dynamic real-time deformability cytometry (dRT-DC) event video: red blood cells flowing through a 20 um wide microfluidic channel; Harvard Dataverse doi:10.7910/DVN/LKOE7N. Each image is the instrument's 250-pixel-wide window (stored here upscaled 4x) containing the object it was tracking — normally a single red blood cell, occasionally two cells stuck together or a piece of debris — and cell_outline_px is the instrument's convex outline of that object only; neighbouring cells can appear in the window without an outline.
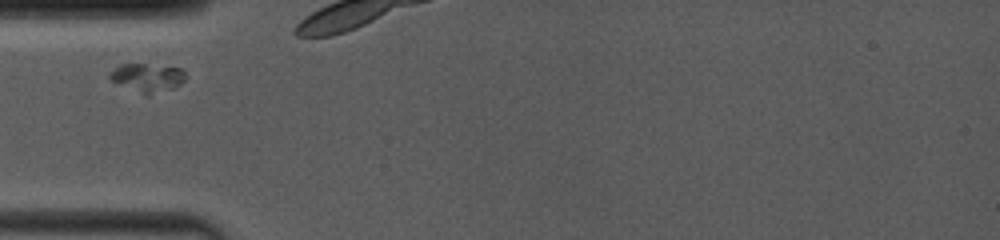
{"species": "common noctule bat (a hibernating species)", "species_latin": "Nyctalus noctula", "temperature_condition": "room temperature", "stored_images_in_passage": 3, "camera_frame_rate_fps": 4000, "um_per_image_px": 0.085, "animal": {"sex": "female", "body_mass_g": 19.0, "forearm_length_mm": 53.3}, "frame": {"image": 1, "passage_image": 1, "time_ms": 0.0, "image_size_px": [1000, 240], "cell_outline_px": [[184, 80], [180, 84], [172, 88], [148, 96], [112, 80], [108, 76], [120, 64], [144, 64], [180, 68], [184, 72]], "centroid_in_image_um": [12.55, 6.6], "position_along_channel_um": 72.4, "area_um2": 12.08}}